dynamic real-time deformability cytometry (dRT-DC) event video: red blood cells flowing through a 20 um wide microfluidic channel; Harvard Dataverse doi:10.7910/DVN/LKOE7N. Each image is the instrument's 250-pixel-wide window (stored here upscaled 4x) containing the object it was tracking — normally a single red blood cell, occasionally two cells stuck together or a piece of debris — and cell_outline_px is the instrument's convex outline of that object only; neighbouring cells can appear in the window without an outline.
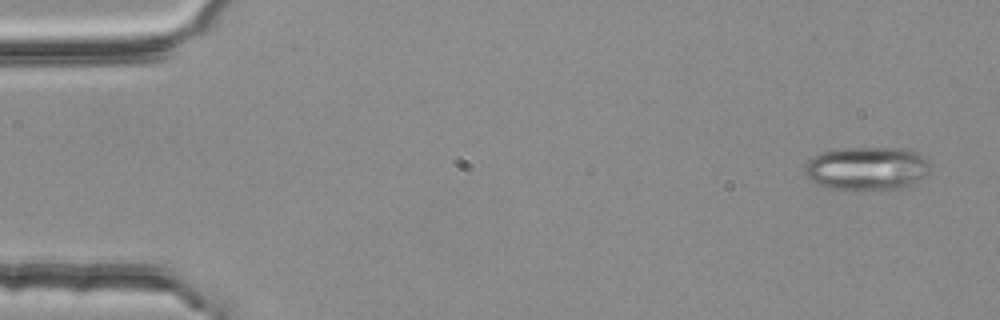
{"species": "common noctule bat (a hibernating species)", "species_latin": "Nyctalus noctula", "temperature_condition": "room temperature", "stored_images_in_passage": 3, "camera_frame_rate_fps": 3000, "um_per_image_px": 0.085, "animal": {"sex": "female", "body_mass_g": 25.1}, "frame": {"image": 1, "passage_image": 1, "time_ms": 0.0, "image_size_px": [1000, 320], "cell_outline_px": [[928, 172], [920, 180], [912, 184], [900, 188], [836, 188], [816, 184], [804, 172], [804, 168], [808, 160], [820, 152], [844, 148], [912, 148], [924, 156], [928, 160]], "centroid_in_image_um": [73.71, 14.27], "position_along_channel_um": 11.3, "area_um2": 31.33}}